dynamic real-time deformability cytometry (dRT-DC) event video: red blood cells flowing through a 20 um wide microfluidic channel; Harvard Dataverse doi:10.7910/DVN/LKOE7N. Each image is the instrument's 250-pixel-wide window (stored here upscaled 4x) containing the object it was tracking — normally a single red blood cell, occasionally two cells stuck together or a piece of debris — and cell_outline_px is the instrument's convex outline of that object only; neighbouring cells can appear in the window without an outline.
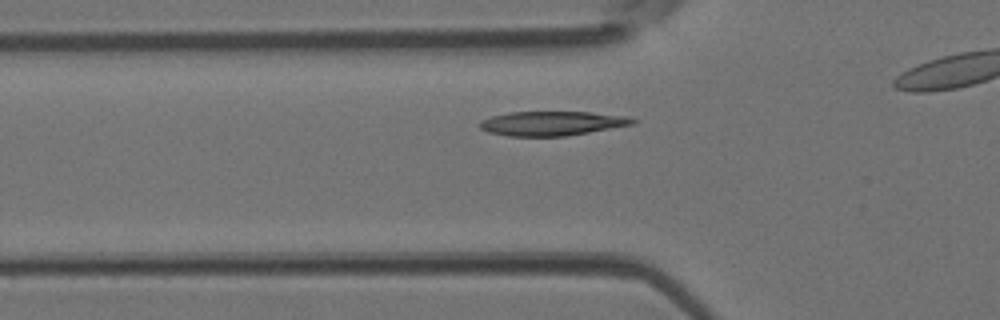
{"species": "Egyptian fruit bat (a non-hibernating species)", "species_latin": "Rousettus aegyptiacus", "temperature_condition": "room temperature", "stored_images_in_passage": 28, "camera_frame_rate_fps": 3000, "um_per_image_px": 0.085, "animal": {"sex": "female"}, "frame": {"image": 1, "passage_image": 6, "time_ms": 1.667, "image_size_px": [1000, 320], "cell_outline_px": [[636, 124], [564, 136], [508, 136], [488, 132], [480, 128], [480, 120], [492, 116], [508, 112], [588, 112], [628, 116], [636, 120]], "centroid_in_image_um": [46.91, 10.48], "position_along_channel_um": 78.9, "area_um2": 21.62}}
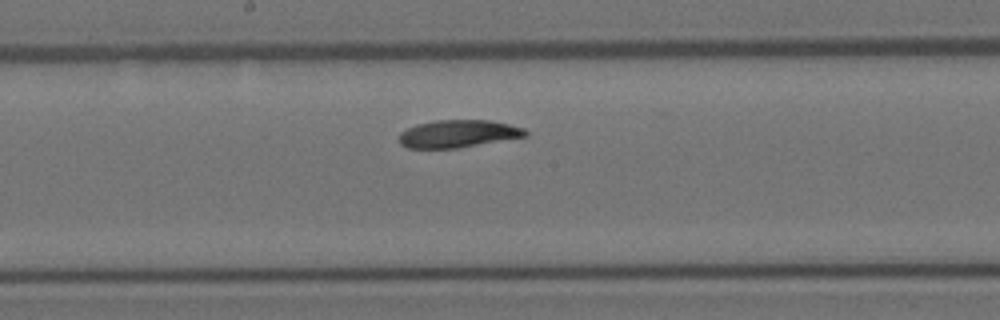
{"frame": {"image": 2, "passage_image": 15, "time_ms": 4.667, "image_size_px": [1000, 320], "cell_outline_px": [[528, 136], [456, 148], [408, 148], [400, 144], [400, 132], [416, 124], [436, 120], [488, 120], [508, 124], [524, 128], [528, 132]], "centroid_in_image_um": [38.94, 11.36], "position_along_channel_um": 209.3, "area_um2": 20.17}}
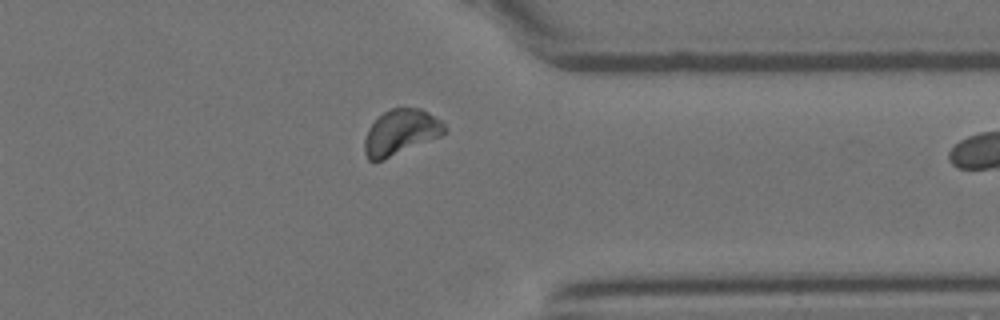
{"frame": {"image": 3, "passage_image": 27, "time_ms": 8.667, "image_size_px": [1000, 320], "cell_outline_px": [[448, 132], [440, 136], [384, 160], [368, 160], [364, 152], [364, 140], [368, 128], [384, 112], [392, 108], [420, 108], [444, 120], [448, 128]], "centroid_in_image_um": [34.11, 11.23], "position_along_channel_um": 377.3, "area_um2": 21.33}}